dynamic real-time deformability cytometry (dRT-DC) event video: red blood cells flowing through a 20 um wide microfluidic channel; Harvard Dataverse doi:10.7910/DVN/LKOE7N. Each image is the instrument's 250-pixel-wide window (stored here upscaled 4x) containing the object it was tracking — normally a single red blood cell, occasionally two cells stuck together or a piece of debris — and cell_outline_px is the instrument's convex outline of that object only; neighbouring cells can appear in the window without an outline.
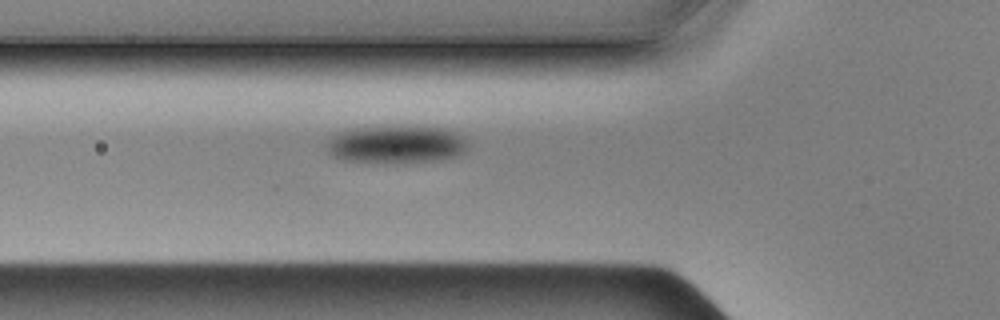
{"species": "Egyptian fruit bat (a non-hibernating species)", "species_latin": "Rousettus aegyptiacus", "temperature_condition": "cold", "stored_images_in_passage": 3, "camera_frame_rate_fps": 3000, "um_per_image_px": 0.085, "animal": {"sex": "male"}, "frame": {"image": 1, "passage_image": 3, "time_ms": 0.667, "image_size_px": [1000, 320], "cell_outline_px": [[792, 36], [788, 44], [772, 60], [736, 92], [716, 104], [708, 108], [696, 108], [696, 104], [788, 24]], "centroid_in_image_um": [63.53, 5.91], "position_along_channel_um": 62.3, "area_um2": 13.18}}